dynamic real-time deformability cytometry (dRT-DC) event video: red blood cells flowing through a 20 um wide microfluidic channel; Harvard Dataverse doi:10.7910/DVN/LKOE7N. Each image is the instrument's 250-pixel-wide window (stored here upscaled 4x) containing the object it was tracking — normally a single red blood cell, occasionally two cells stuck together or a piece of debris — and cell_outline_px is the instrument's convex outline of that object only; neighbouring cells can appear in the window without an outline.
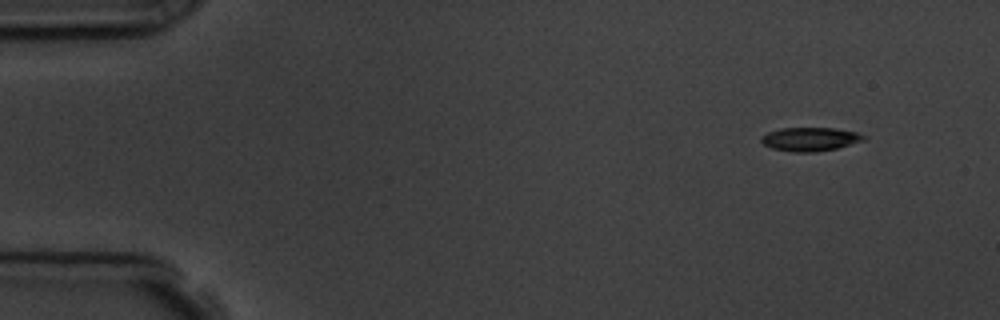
{"species": "common noctule bat (a hibernating species)", "species_latin": "Nyctalus noctula", "temperature_condition": "room temperature", "stored_images_in_passage": 5, "segment_of_instrument_passage": [1, 2], "camera_frame_rate_fps": 3000, "um_per_image_px": 0.085, "animal": {"sex": "male", "body_mass_g": 19.5, "forearm_length_mm": 54.6}, "frame": {"image": 1, "passage_image": 1, "time_ms": 0.0, "image_size_px": [1000, 320], "cell_outline_px": [[868, 136], [864, 140], [836, 148], [816, 152], [796, 152], [772, 148], [764, 144], [760, 140], [760, 136], [768, 132], [780, 128], [836, 128], [856, 132]], "centroid_in_image_um": [68.86, 11.82], "position_along_channel_um": 16.1, "area_um2": 14.1}}